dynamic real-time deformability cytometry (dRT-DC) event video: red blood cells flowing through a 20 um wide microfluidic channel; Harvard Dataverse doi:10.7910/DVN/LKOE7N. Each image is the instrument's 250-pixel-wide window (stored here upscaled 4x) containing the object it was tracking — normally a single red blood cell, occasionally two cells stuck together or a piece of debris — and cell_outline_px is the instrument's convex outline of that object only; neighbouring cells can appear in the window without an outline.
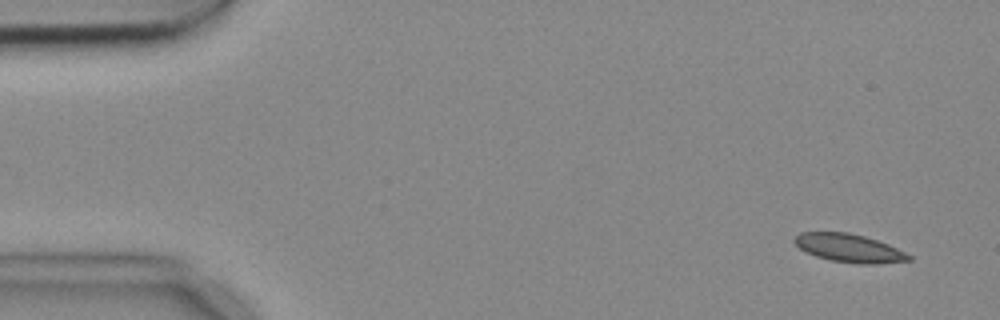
{"species": "common noctule bat (a hibernating species)", "species_latin": "Nyctalus noctula", "temperature_condition": "cold", "stored_images_in_passage": 5, "camera_frame_rate_fps": 3000, "um_per_image_px": 0.085, "animal": {"sex": "female", "body_mass_g": 18.4}, "frame": {"image": 1, "passage_image": 1, "time_ms": 0.0, "image_size_px": [1000, 320], "cell_outline_px": [[912, 260], [876, 264], [860, 264], [832, 260], [816, 256], [804, 252], [792, 240], [800, 232], [848, 232], [864, 236], [888, 244], [912, 256]], "centroid_in_image_um": [72.16, 21.08], "position_along_channel_um": 12.8, "area_um2": 18.73}}
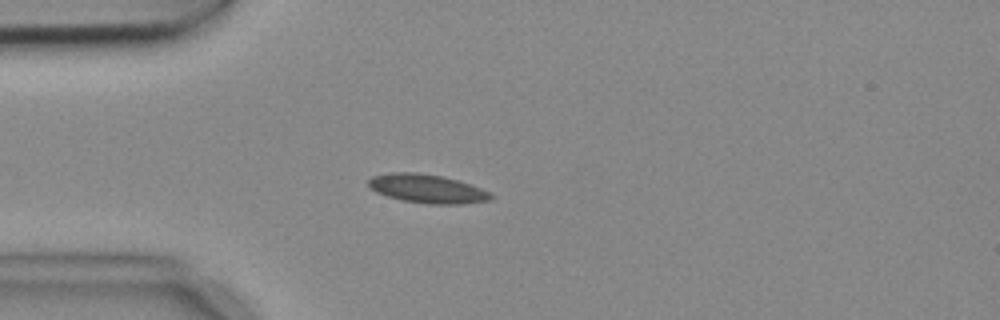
{"frame": {"image": 2, "passage_image": 4, "time_ms": 1.0, "image_size_px": [1000, 320], "cell_outline_px": [[496, 196], [492, 200], [464, 204], [428, 204], [400, 200], [376, 192], [368, 184], [368, 180], [372, 176], [388, 172], [416, 172], [440, 176], [472, 184]], "centroid_in_image_um": [36.33, 16.04], "position_along_channel_um": 48.7, "area_um2": 20.58}}